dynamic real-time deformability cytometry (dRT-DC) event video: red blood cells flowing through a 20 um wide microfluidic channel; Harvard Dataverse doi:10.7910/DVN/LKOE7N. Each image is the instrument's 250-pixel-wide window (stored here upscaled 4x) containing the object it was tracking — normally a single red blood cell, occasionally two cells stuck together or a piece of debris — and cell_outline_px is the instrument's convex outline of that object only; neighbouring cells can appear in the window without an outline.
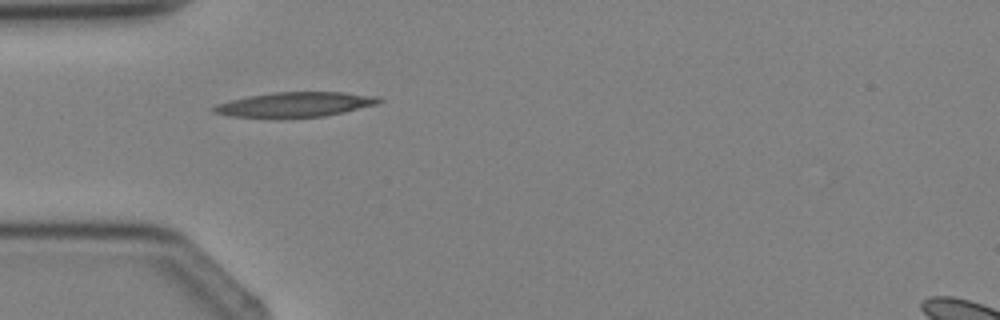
{"species": "Egyptian fruit bat (a non-hibernating species)", "species_latin": "Rousettus aegyptiacus", "temperature_condition": "cold", "stored_images_in_passage": 1, "camera_frame_rate_fps": 3000, "um_per_image_px": 0.085, "animal": {"sex": "female"}, "frame": {"image": 1, "passage_image": 1, "time_ms": 0.0, "image_size_px": [1000, 320], "cell_outline_px": [[384, 100], [380, 104], [344, 112], [324, 116], [228, 116], [212, 112], [212, 108], [216, 104], [248, 96], [272, 92], [344, 92], [380, 96]], "centroid_in_image_um": [25.18, 8.85], "position_along_channel_um": 59.8, "area_um2": 23.52}}